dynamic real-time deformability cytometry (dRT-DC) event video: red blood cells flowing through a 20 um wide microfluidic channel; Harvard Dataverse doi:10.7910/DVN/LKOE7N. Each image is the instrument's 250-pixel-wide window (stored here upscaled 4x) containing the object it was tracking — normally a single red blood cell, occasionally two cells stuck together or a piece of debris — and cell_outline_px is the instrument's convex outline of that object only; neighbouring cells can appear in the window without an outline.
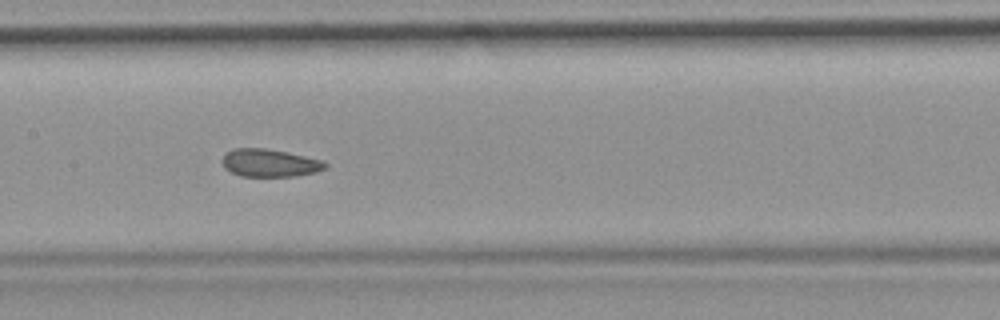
{"species": "common noctule bat (a hibernating species)", "species_latin": "Nyctalus noctula", "temperature_condition": "room temperature", "stored_images_in_passage": 19, "camera_frame_rate_fps": 3000, "um_per_image_px": 0.085, "animal": {"sex": "female", "body_mass_g": 19.9}, "frame": {"image": 1, "passage_image": 16, "time_ms": 5.0, "image_size_px": [1000, 320], "cell_outline_px": [[328, 164], [324, 168], [316, 172], [296, 176], [240, 176], [224, 168], [220, 160], [224, 152], [232, 148], [264, 148], [288, 152], [320, 160]], "centroid_in_image_um": [22.84, 13.84], "position_along_channel_um": 184.6, "area_um2": 16.76}}